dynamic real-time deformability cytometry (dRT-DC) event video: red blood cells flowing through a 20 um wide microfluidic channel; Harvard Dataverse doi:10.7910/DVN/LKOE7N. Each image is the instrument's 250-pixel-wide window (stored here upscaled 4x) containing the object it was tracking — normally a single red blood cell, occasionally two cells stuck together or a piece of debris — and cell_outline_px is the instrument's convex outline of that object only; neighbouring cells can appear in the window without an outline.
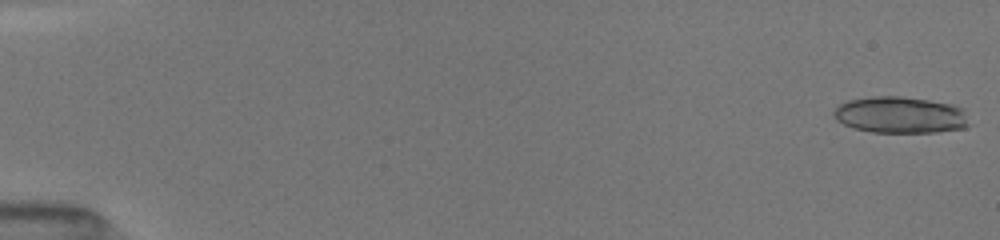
{"species": "common noctule bat (a hibernating species)", "species_latin": "Nyctalus noctula", "temperature_condition": "room temperature", "stored_images_in_passage": 22, "camera_frame_rate_fps": 3000, "um_per_image_px": 0.085, "animal": {"sex": "female", "body_mass_g": 19.5, "forearm_length_mm": 54.1}, "frame": {"image": 1, "passage_image": 1, "time_ms": 0.0, "image_size_px": [1000, 240], "cell_outline_px": [[972, 124], [964, 128], [936, 132], [872, 132], [852, 128], [836, 120], [832, 116], [832, 112], [840, 104], [848, 100], [872, 96], [900, 96], [928, 100], [952, 104], [964, 108]], "centroid_in_image_um": [76.55, 9.77], "position_along_channel_um": 8.4, "area_um2": 29.19}}
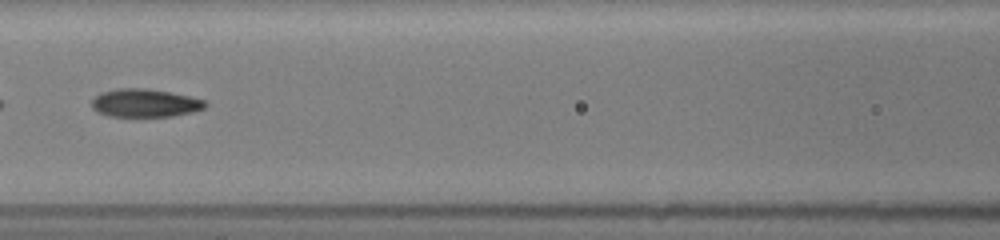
{"frame": {"image": 2, "passage_image": 20, "time_ms": 8.0, "image_size_px": [1000, 240], "cell_outline_px": [[208, 104], [204, 108], [192, 112], [172, 116], [108, 116], [96, 112], [92, 108], [92, 100], [100, 92], [116, 88], [148, 88], [188, 96], [204, 100]], "centroid_in_image_um": [12.28, 8.75], "position_along_channel_um": 154.3, "area_um2": 18.61}}